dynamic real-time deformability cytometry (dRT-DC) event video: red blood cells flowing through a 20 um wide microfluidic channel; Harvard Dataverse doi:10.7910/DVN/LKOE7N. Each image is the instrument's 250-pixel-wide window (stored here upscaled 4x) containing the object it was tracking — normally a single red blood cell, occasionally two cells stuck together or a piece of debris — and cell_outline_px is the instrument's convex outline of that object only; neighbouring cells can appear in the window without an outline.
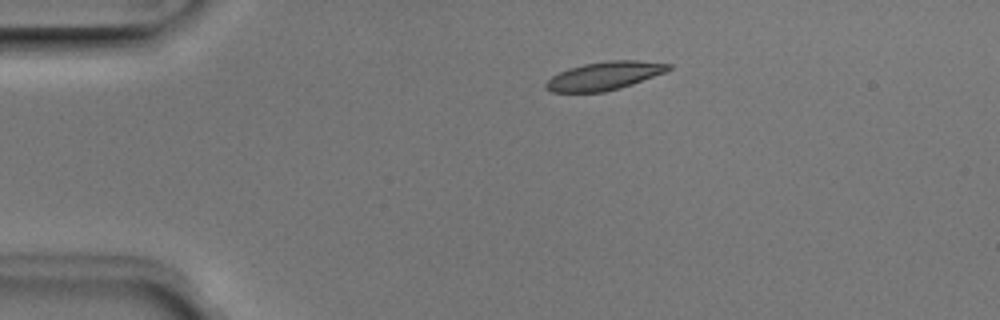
{"species": "Egyptian fruit bat (a non-hibernating species)", "species_latin": "Rousettus aegyptiacus", "temperature_condition": "room temperature", "stored_images_in_passage": 3, "camera_frame_rate_fps": 3000, "um_per_image_px": 0.085, "animal": {"sex": "male"}, "frame": {"image": 1, "passage_image": 2, "time_ms": 0.333, "image_size_px": [1000, 320], "cell_outline_px": [[672, 68], [668, 72], [620, 88], [604, 92], [552, 92], [544, 88], [544, 84], [552, 76], [568, 68], [584, 64], [608, 60], [636, 60], [672, 64]], "centroid_in_image_um": [51.4, 6.44], "position_along_channel_um": 33.6, "area_um2": 20.35}}